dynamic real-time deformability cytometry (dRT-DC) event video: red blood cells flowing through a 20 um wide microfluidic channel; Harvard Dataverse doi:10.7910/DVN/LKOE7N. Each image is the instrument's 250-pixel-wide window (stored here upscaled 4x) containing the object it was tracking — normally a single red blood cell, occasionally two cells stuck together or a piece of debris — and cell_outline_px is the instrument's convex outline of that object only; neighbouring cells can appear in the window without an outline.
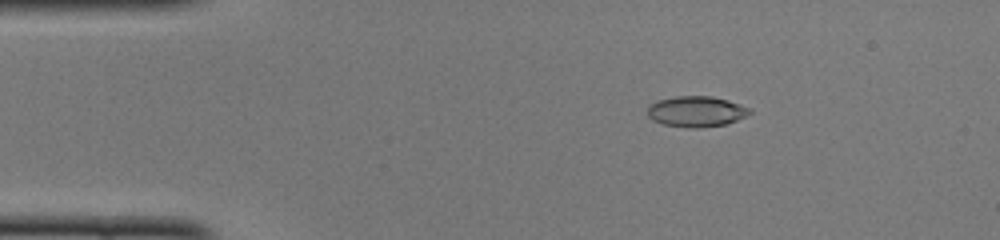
{"species": "common noctule bat (a hibernating species)", "species_latin": "Nyctalus noctula", "temperature_condition": "cold", "stored_images_in_passage": 49, "camera_frame_rate_fps": 3000, "um_per_image_px": 0.085, "animal": {"sex": "female", "body_mass_g": 22.0, "forearm_length_mm": 56.7}, "frame": {"image": 1, "passage_image": 8, "time_ms": 2.333, "image_size_px": [1000, 240], "cell_outline_px": [[752, 112], [728, 124], [696, 128], [688, 128], [664, 124], [652, 120], [648, 116], [648, 104], [656, 100], [676, 96], [712, 96], [728, 100], [752, 108]], "centroid_in_image_um": [59.17, 9.47], "position_along_channel_um": 25.8, "area_um2": 18.44}}
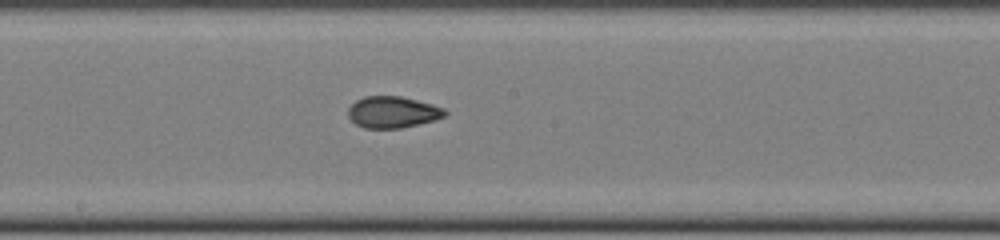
{"frame": {"image": 2, "passage_image": 26, "time_ms": 8.333, "image_size_px": [1000, 240], "cell_outline_px": [[448, 116], [436, 120], [400, 128], [364, 128], [356, 124], [348, 116], [348, 108], [356, 100], [364, 96], [400, 96], [432, 104], [444, 108], [448, 112]], "centroid_in_image_um": [33.4, 9.53], "position_along_channel_um": 214.8, "area_um2": 17.86}}
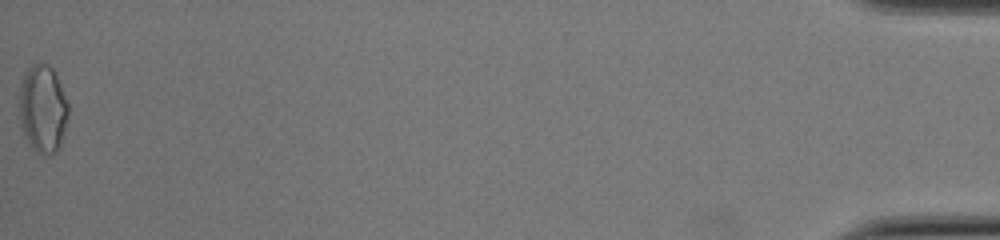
{"frame": {"image": 3, "passage_image": 49, "time_ms": 16.0, "image_size_px": [1000, 240], "cell_outline_px": [[68, 116], [60, 148], [56, 152], [48, 156], [44, 156], [36, 152], [32, 148], [20, 128], [16, 100], [20, 84], [24, 72], [32, 64], [48, 64], [52, 68], [56, 76], [68, 104]], "centroid_in_image_um": [3.58, 9.28], "position_along_channel_um": 431.6, "area_um2": 25.84}, "authors_computed_cell_mechanics": {"area_um2": 18.1492, "velocity_mm_per_s": 4.1271, "shape_relaxation_time_tau1_ms": 8.698, "shape_relaxation_time_tau2_ms": 1.632, "deformation_change_tau1": 0.2012, "deformation_change_tau2": 0.0645}}